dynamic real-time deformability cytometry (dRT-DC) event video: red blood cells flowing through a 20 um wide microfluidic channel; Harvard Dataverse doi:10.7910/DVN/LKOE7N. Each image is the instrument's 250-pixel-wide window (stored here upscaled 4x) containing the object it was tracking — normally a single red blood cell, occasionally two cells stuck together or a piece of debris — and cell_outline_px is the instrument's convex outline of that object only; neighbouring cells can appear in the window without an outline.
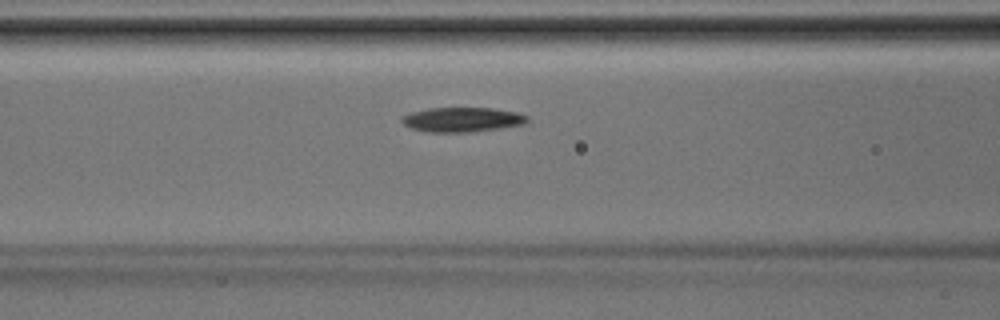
{"species": "Egyptian fruit bat (a non-hibernating species)", "species_latin": "Rousettus aegyptiacus", "temperature_condition": "room temperature", "stored_images_in_passage": 26, "camera_frame_rate_fps": 3000, "um_per_image_px": 0.085, "animal": {"sex": "male"}, "frame": {"image": 1, "passage_image": 12, "time_ms": 3.667, "image_size_px": [1000, 320], "cell_outline_px": [[520, 120], [504, 124], [472, 128], [428, 128], [412, 124], [408, 120], [416, 116], [432, 112], [456, 108], [468, 108], [500, 112], [520, 116]], "centroid_in_image_um": [39.35, 10.09], "position_along_channel_um": 127.3, "area_um2": 11.68}}